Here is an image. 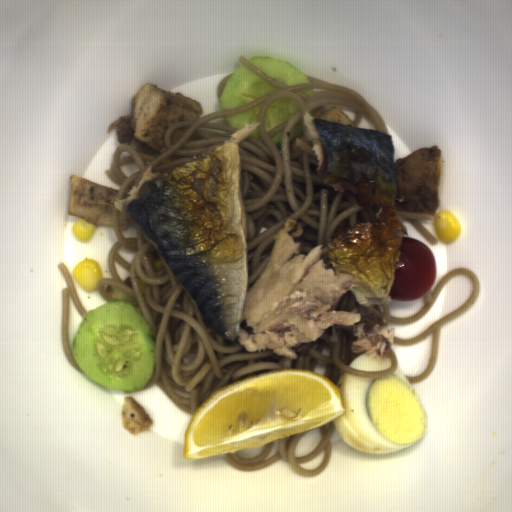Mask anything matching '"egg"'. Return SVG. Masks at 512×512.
<instances>
[{
	"label": "egg",
	"instance_id": "egg-1",
	"mask_svg": "<svg viewBox=\"0 0 512 512\" xmlns=\"http://www.w3.org/2000/svg\"><path fill=\"white\" fill-rule=\"evenodd\" d=\"M336 386L346 412L334 420V426L352 448L381 455L396 453L425 434V411L398 368L384 377H360L344 371Z\"/></svg>",
	"mask_w": 512,
	"mask_h": 512
},
{
	"label": "egg",
	"instance_id": "egg-2",
	"mask_svg": "<svg viewBox=\"0 0 512 512\" xmlns=\"http://www.w3.org/2000/svg\"><path fill=\"white\" fill-rule=\"evenodd\" d=\"M391 367L390 357H385L378 361L376 357H371L370 353H364L357 356L349 363V369L360 371H381Z\"/></svg>",
	"mask_w": 512,
	"mask_h": 512
}]
</instances>
